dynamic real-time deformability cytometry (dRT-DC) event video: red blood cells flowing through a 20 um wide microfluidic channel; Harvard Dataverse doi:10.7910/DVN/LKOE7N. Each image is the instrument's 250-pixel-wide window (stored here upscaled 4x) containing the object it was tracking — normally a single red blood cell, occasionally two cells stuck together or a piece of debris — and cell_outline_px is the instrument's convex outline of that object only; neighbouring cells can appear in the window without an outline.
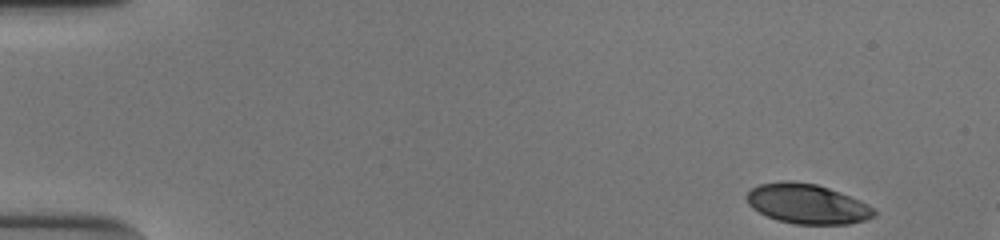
{"species": "human", "species_latin": "Homo sapiens", "temperature_condition": "cold", "stored_images_in_passage": 12, "camera_frame_rate_fps": 3000, "um_per_image_px": 0.085, "donor": {"sex": "male"}, "frame": {"image": 1, "passage_image": 1, "time_ms": 0.0, "image_size_px": [1000, 240], "cell_outline_px": [[876, 216], [864, 220], [848, 224], [796, 224], [776, 220], [752, 208], [748, 204], [748, 192], [752, 188], [760, 184], [780, 180], [788, 180], [816, 184], [840, 192], [860, 200], [868, 204], [876, 212]], "centroid_in_image_um": [68.62, 17.32], "position_along_channel_um": 16.4, "area_um2": 29.48}}